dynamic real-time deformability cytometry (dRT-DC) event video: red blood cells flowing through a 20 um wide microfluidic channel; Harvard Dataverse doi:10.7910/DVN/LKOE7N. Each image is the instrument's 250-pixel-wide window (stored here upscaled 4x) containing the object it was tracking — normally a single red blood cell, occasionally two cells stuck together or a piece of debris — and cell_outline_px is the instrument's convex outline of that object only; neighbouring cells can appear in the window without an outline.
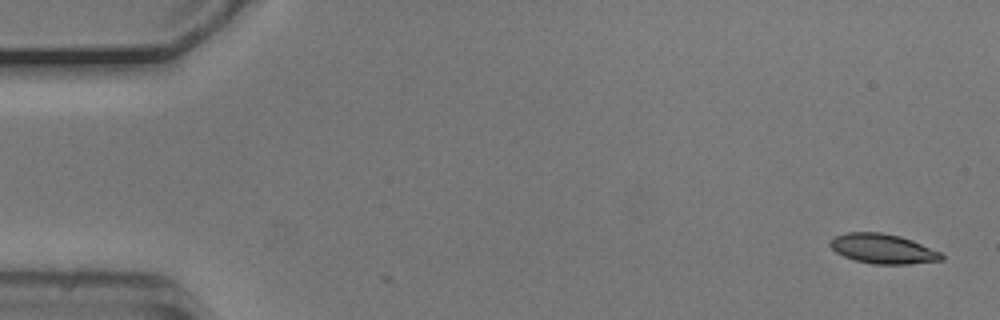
{"species": "common noctule bat (a hibernating species)", "species_latin": "Nyctalus noctula", "temperature_condition": "cold", "stored_images_in_passage": 2, "camera_frame_rate_fps": 3000, "um_per_image_px": 0.085, "animal": {"sex": "male", "body_mass_g": 20.5, "forearm_length_mm": 52.5}, "frame": {"image": 1, "passage_image": 2, "time_ms": 0.333, "image_size_px": [1000, 320], "cell_outline_px": [[944, 260], [908, 264], [872, 264], [856, 260], [844, 256], [836, 252], [828, 244], [836, 236], [848, 232], [880, 232], [900, 236], [912, 240], [940, 252], [944, 256]], "centroid_in_image_um": [75.06, 21.15], "position_along_channel_um": 9.9, "area_um2": 19.13}}